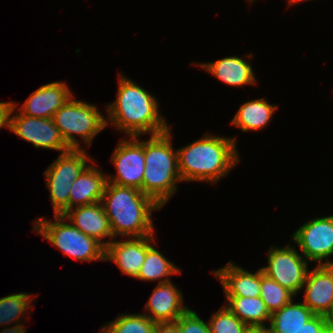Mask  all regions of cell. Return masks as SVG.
I'll return each instance as SVG.
<instances>
[{
	"label": "cell",
	"mask_w": 333,
	"mask_h": 333,
	"mask_svg": "<svg viewBox=\"0 0 333 333\" xmlns=\"http://www.w3.org/2000/svg\"><path fill=\"white\" fill-rule=\"evenodd\" d=\"M294 296L287 288L264 274L261 268L260 297L271 314L290 302Z\"/></svg>",
	"instance_id": "26"
},
{
	"label": "cell",
	"mask_w": 333,
	"mask_h": 333,
	"mask_svg": "<svg viewBox=\"0 0 333 333\" xmlns=\"http://www.w3.org/2000/svg\"><path fill=\"white\" fill-rule=\"evenodd\" d=\"M88 160L91 163L94 162L83 148L70 149L60 153L58 158L45 170V184L50 192L49 197L54 215H63L69 210L71 185L89 166L90 161Z\"/></svg>",
	"instance_id": "7"
},
{
	"label": "cell",
	"mask_w": 333,
	"mask_h": 333,
	"mask_svg": "<svg viewBox=\"0 0 333 333\" xmlns=\"http://www.w3.org/2000/svg\"><path fill=\"white\" fill-rule=\"evenodd\" d=\"M74 98L72 95L54 114L53 121L70 149H81L75 134L90 147L95 136L107 127L106 117L94 104Z\"/></svg>",
	"instance_id": "6"
},
{
	"label": "cell",
	"mask_w": 333,
	"mask_h": 333,
	"mask_svg": "<svg viewBox=\"0 0 333 333\" xmlns=\"http://www.w3.org/2000/svg\"><path fill=\"white\" fill-rule=\"evenodd\" d=\"M65 220L63 215H54V221L41 217L33 229L66 256L82 262L105 261L106 247Z\"/></svg>",
	"instance_id": "5"
},
{
	"label": "cell",
	"mask_w": 333,
	"mask_h": 333,
	"mask_svg": "<svg viewBox=\"0 0 333 333\" xmlns=\"http://www.w3.org/2000/svg\"><path fill=\"white\" fill-rule=\"evenodd\" d=\"M176 322L181 333H210L209 324L189 308Z\"/></svg>",
	"instance_id": "28"
},
{
	"label": "cell",
	"mask_w": 333,
	"mask_h": 333,
	"mask_svg": "<svg viewBox=\"0 0 333 333\" xmlns=\"http://www.w3.org/2000/svg\"><path fill=\"white\" fill-rule=\"evenodd\" d=\"M29 293H14L0 298V325H23L20 319H24L27 310L32 307L30 305L34 299ZM23 317V318H22ZM19 323V324H18Z\"/></svg>",
	"instance_id": "24"
},
{
	"label": "cell",
	"mask_w": 333,
	"mask_h": 333,
	"mask_svg": "<svg viewBox=\"0 0 333 333\" xmlns=\"http://www.w3.org/2000/svg\"><path fill=\"white\" fill-rule=\"evenodd\" d=\"M287 1H288L289 6H291L293 4H296V3H299V2H302V1H305V0H287Z\"/></svg>",
	"instance_id": "34"
},
{
	"label": "cell",
	"mask_w": 333,
	"mask_h": 333,
	"mask_svg": "<svg viewBox=\"0 0 333 333\" xmlns=\"http://www.w3.org/2000/svg\"><path fill=\"white\" fill-rule=\"evenodd\" d=\"M118 77L117 98L106 106L107 126L129 137L168 131L171 127L159 112L157 98L123 74Z\"/></svg>",
	"instance_id": "1"
},
{
	"label": "cell",
	"mask_w": 333,
	"mask_h": 333,
	"mask_svg": "<svg viewBox=\"0 0 333 333\" xmlns=\"http://www.w3.org/2000/svg\"><path fill=\"white\" fill-rule=\"evenodd\" d=\"M212 272L222 284L225 296H260L261 268L252 273L230 261L226 266Z\"/></svg>",
	"instance_id": "17"
},
{
	"label": "cell",
	"mask_w": 333,
	"mask_h": 333,
	"mask_svg": "<svg viewBox=\"0 0 333 333\" xmlns=\"http://www.w3.org/2000/svg\"><path fill=\"white\" fill-rule=\"evenodd\" d=\"M264 274L287 288L295 296L302 291L308 274V260L289 243L283 248L271 246Z\"/></svg>",
	"instance_id": "8"
},
{
	"label": "cell",
	"mask_w": 333,
	"mask_h": 333,
	"mask_svg": "<svg viewBox=\"0 0 333 333\" xmlns=\"http://www.w3.org/2000/svg\"><path fill=\"white\" fill-rule=\"evenodd\" d=\"M296 333H333V326L327 317L315 315Z\"/></svg>",
	"instance_id": "29"
},
{
	"label": "cell",
	"mask_w": 333,
	"mask_h": 333,
	"mask_svg": "<svg viewBox=\"0 0 333 333\" xmlns=\"http://www.w3.org/2000/svg\"><path fill=\"white\" fill-rule=\"evenodd\" d=\"M17 105L16 102H0V129L6 127L10 130L11 114L14 113Z\"/></svg>",
	"instance_id": "30"
},
{
	"label": "cell",
	"mask_w": 333,
	"mask_h": 333,
	"mask_svg": "<svg viewBox=\"0 0 333 333\" xmlns=\"http://www.w3.org/2000/svg\"><path fill=\"white\" fill-rule=\"evenodd\" d=\"M304 258L317 265H333V215L304 223L291 236ZM325 261V262H324Z\"/></svg>",
	"instance_id": "9"
},
{
	"label": "cell",
	"mask_w": 333,
	"mask_h": 333,
	"mask_svg": "<svg viewBox=\"0 0 333 333\" xmlns=\"http://www.w3.org/2000/svg\"><path fill=\"white\" fill-rule=\"evenodd\" d=\"M315 314L303 302L294 303L293 299L270 317L268 333H296L302 325Z\"/></svg>",
	"instance_id": "21"
},
{
	"label": "cell",
	"mask_w": 333,
	"mask_h": 333,
	"mask_svg": "<svg viewBox=\"0 0 333 333\" xmlns=\"http://www.w3.org/2000/svg\"><path fill=\"white\" fill-rule=\"evenodd\" d=\"M100 329L103 333H154L156 322L143 313L119 314Z\"/></svg>",
	"instance_id": "25"
},
{
	"label": "cell",
	"mask_w": 333,
	"mask_h": 333,
	"mask_svg": "<svg viewBox=\"0 0 333 333\" xmlns=\"http://www.w3.org/2000/svg\"><path fill=\"white\" fill-rule=\"evenodd\" d=\"M101 203L114 238L154 235L152 212L161 207L142 191L107 182Z\"/></svg>",
	"instance_id": "3"
},
{
	"label": "cell",
	"mask_w": 333,
	"mask_h": 333,
	"mask_svg": "<svg viewBox=\"0 0 333 333\" xmlns=\"http://www.w3.org/2000/svg\"><path fill=\"white\" fill-rule=\"evenodd\" d=\"M153 244L146 253L136 279L143 281H159V284L170 282L169 276L181 274L180 268L171 263Z\"/></svg>",
	"instance_id": "23"
},
{
	"label": "cell",
	"mask_w": 333,
	"mask_h": 333,
	"mask_svg": "<svg viewBox=\"0 0 333 333\" xmlns=\"http://www.w3.org/2000/svg\"><path fill=\"white\" fill-rule=\"evenodd\" d=\"M198 66L228 86L239 87L257 83L252 65L241 57L229 56L210 63H199Z\"/></svg>",
	"instance_id": "19"
},
{
	"label": "cell",
	"mask_w": 333,
	"mask_h": 333,
	"mask_svg": "<svg viewBox=\"0 0 333 333\" xmlns=\"http://www.w3.org/2000/svg\"><path fill=\"white\" fill-rule=\"evenodd\" d=\"M154 236L128 237L120 241L113 239L106 246L105 261L114 262L123 274L137 278L147 250L154 244Z\"/></svg>",
	"instance_id": "12"
},
{
	"label": "cell",
	"mask_w": 333,
	"mask_h": 333,
	"mask_svg": "<svg viewBox=\"0 0 333 333\" xmlns=\"http://www.w3.org/2000/svg\"><path fill=\"white\" fill-rule=\"evenodd\" d=\"M208 324L210 333H244L248 327L225 305L212 315Z\"/></svg>",
	"instance_id": "27"
},
{
	"label": "cell",
	"mask_w": 333,
	"mask_h": 333,
	"mask_svg": "<svg viewBox=\"0 0 333 333\" xmlns=\"http://www.w3.org/2000/svg\"><path fill=\"white\" fill-rule=\"evenodd\" d=\"M277 108V105L270 104L265 98L245 102L238 109L231 124L243 132L262 130L270 123Z\"/></svg>",
	"instance_id": "20"
},
{
	"label": "cell",
	"mask_w": 333,
	"mask_h": 333,
	"mask_svg": "<svg viewBox=\"0 0 333 333\" xmlns=\"http://www.w3.org/2000/svg\"><path fill=\"white\" fill-rule=\"evenodd\" d=\"M188 309V306L183 305V294L170 281L158 283L145 304V310L149 311V313L143 314L156 323L173 322Z\"/></svg>",
	"instance_id": "16"
},
{
	"label": "cell",
	"mask_w": 333,
	"mask_h": 333,
	"mask_svg": "<svg viewBox=\"0 0 333 333\" xmlns=\"http://www.w3.org/2000/svg\"><path fill=\"white\" fill-rule=\"evenodd\" d=\"M72 95L65 82L54 81L32 92L18 110L28 117L53 118Z\"/></svg>",
	"instance_id": "14"
},
{
	"label": "cell",
	"mask_w": 333,
	"mask_h": 333,
	"mask_svg": "<svg viewBox=\"0 0 333 333\" xmlns=\"http://www.w3.org/2000/svg\"><path fill=\"white\" fill-rule=\"evenodd\" d=\"M328 320L330 321V323L333 326V305H332V309H331V312H330V316L328 317Z\"/></svg>",
	"instance_id": "35"
},
{
	"label": "cell",
	"mask_w": 333,
	"mask_h": 333,
	"mask_svg": "<svg viewBox=\"0 0 333 333\" xmlns=\"http://www.w3.org/2000/svg\"><path fill=\"white\" fill-rule=\"evenodd\" d=\"M10 131L36 148H45L60 153L70 150L53 118L28 117L19 110L11 114Z\"/></svg>",
	"instance_id": "11"
},
{
	"label": "cell",
	"mask_w": 333,
	"mask_h": 333,
	"mask_svg": "<svg viewBox=\"0 0 333 333\" xmlns=\"http://www.w3.org/2000/svg\"><path fill=\"white\" fill-rule=\"evenodd\" d=\"M236 138L205 134L177 149L178 169L182 182L217 183L236 166L239 153Z\"/></svg>",
	"instance_id": "2"
},
{
	"label": "cell",
	"mask_w": 333,
	"mask_h": 333,
	"mask_svg": "<svg viewBox=\"0 0 333 333\" xmlns=\"http://www.w3.org/2000/svg\"><path fill=\"white\" fill-rule=\"evenodd\" d=\"M226 301L225 306L248 326L266 327V321H270L271 313L260 296H226Z\"/></svg>",
	"instance_id": "22"
},
{
	"label": "cell",
	"mask_w": 333,
	"mask_h": 333,
	"mask_svg": "<svg viewBox=\"0 0 333 333\" xmlns=\"http://www.w3.org/2000/svg\"><path fill=\"white\" fill-rule=\"evenodd\" d=\"M106 183L107 176L94 163H90L71 185L69 209L100 202Z\"/></svg>",
	"instance_id": "18"
},
{
	"label": "cell",
	"mask_w": 333,
	"mask_h": 333,
	"mask_svg": "<svg viewBox=\"0 0 333 333\" xmlns=\"http://www.w3.org/2000/svg\"><path fill=\"white\" fill-rule=\"evenodd\" d=\"M244 333H268V329L262 326H248Z\"/></svg>",
	"instance_id": "33"
},
{
	"label": "cell",
	"mask_w": 333,
	"mask_h": 333,
	"mask_svg": "<svg viewBox=\"0 0 333 333\" xmlns=\"http://www.w3.org/2000/svg\"><path fill=\"white\" fill-rule=\"evenodd\" d=\"M303 288L302 302L315 315L328 318L333 305V265H317L308 271Z\"/></svg>",
	"instance_id": "13"
},
{
	"label": "cell",
	"mask_w": 333,
	"mask_h": 333,
	"mask_svg": "<svg viewBox=\"0 0 333 333\" xmlns=\"http://www.w3.org/2000/svg\"><path fill=\"white\" fill-rule=\"evenodd\" d=\"M111 162L116 167L117 173L116 176L106 175L107 182L142 191L145 158L144 141L140 140V136L121 139L113 152Z\"/></svg>",
	"instance_id": "10"
},
{
	"label": "cell",
	"mask_w": 333,
	"mask_h": 333,
	"mask_svg": "<svg viewBox=\"0 0 333 333\" xmlns=\"http://www.w3.org/2000/svg\"><path fill=\"white\" fill-rule=\"evenodd\" d=\"M63 216L82 233L97 239L105 247L114 239L110 221L101 201L71 208ZM105 237H109L110 241H103Z\"/></svg>",
	"instance_id": "15"
},
{
	"label": "cell",
	"mask_w": 333,
	"mask_h": 333,
	"mask_svg": "<svg viewBox=\"0 0 333 333\" xmlns=\"http://www.w3.org/2000/svg\"><path fill=\"white\" fill-rule=\"evenodd\" d=\"M144 158L142 192L162 208L177 192V184L182 182L177 150L171 143V129L144 141Z\"/></svg>",
	"instance_id": "4"
},
{
	"label": "cell",
	"mask_w": 333,
	"mask_h": 333,
	"mask_svg": "<svg viewBox=\"0 0 333 333\" xmlns=\"http://www.w3.org/2000/svg\"><path fill=\"white\" fill-rule=\"evenodd\" d=\"M26 329L23 325H12V327L9 328H3L0 333H26Z\"/></svg>",
	"instance_id": "32"
},
{
	"label": "cell",
	"mask_w": 333,
	"mask_h": 333,
	"mask_svg": "<svg viewBox=\"0 0 333 333\" xmlns=\"http://www.w3.org/2000/svg\"><path fill=\"white\" fill-rule=\"evenodd\" d=\"M154 333H181L176 321L156 323Z\"/></svg>",
	"instance_id": "31"
}]
</instances>
